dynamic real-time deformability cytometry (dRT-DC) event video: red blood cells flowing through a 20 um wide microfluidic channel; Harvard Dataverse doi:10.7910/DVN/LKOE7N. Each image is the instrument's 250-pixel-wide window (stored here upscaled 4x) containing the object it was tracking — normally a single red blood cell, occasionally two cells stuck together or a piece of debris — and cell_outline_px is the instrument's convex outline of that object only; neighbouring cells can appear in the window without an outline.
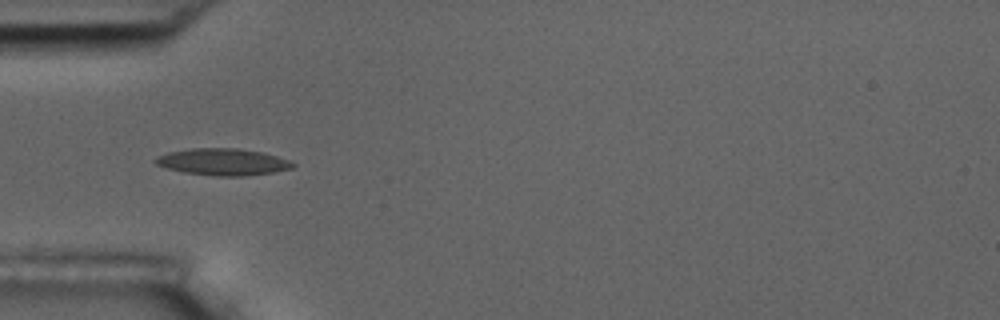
{"species": "common noctule bat (a hibernating species)", "species_latin": "Nyctalus noctula", "temperature_condition": "room temperature", "stored_images_in_passage": 6, "camera_frame_rate_fps": 3000, "um_per_image_px": 0.085, "animal": {"sex": "male", "body_mass_g": 17.5, "forearm_length_mm": 52.3}, "frame": {"image": 1, "passage_image": 5, "time_ms": 4.667, "image_size_px": [1000, 320], "cell_outline_px": [[296, 164], [292, 168], [272, 172], [240, 176], [216, 176], [184, 172], [168, 168], [156, 164], [152, 160], [156, 156], [168, 152], [192, 148], [240, 148], [260, 152], [276, 156], [288, 160]], "centroid_in_image_um": [18.9, 13.75], "position_along_channel_um": 66.1, "area_um2": 21.27}}